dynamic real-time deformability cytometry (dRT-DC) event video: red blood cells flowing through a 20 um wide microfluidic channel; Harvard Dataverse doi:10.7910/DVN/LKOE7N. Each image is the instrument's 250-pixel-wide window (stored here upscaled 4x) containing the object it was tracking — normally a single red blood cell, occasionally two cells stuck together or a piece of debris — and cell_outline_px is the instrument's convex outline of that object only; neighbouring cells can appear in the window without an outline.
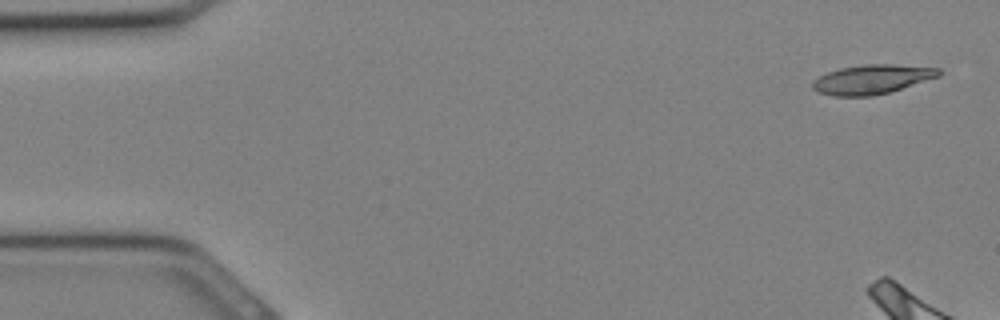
{"species": "Egyptian fruit bat (a non-hibernating species)", "species_latin": "Rousettus aegyptiacus", "temperature_condition": "cold", "stored_images_in_passage": 7, "camera_frame_rate_fps": 3000, "um_per_image_px": 0.085, "animal": {"sex": "female"}, "frame": {"image": 1, "passage_image": 1, "time_ms": 0.0, "image_size_px": [1000, 320], "cell_outline_px": [[940, 76], [888, 92], [872, 96], [832, 96], [820, 92], [812, 88], [812, 80], [828, 72], [840, 68], [864, 64], [892, 64], [940, 68]], "centroid_in_image_um": [74.1, 6.74], "position_along_channel_um": 10.9, "area_um2": 21.39}}